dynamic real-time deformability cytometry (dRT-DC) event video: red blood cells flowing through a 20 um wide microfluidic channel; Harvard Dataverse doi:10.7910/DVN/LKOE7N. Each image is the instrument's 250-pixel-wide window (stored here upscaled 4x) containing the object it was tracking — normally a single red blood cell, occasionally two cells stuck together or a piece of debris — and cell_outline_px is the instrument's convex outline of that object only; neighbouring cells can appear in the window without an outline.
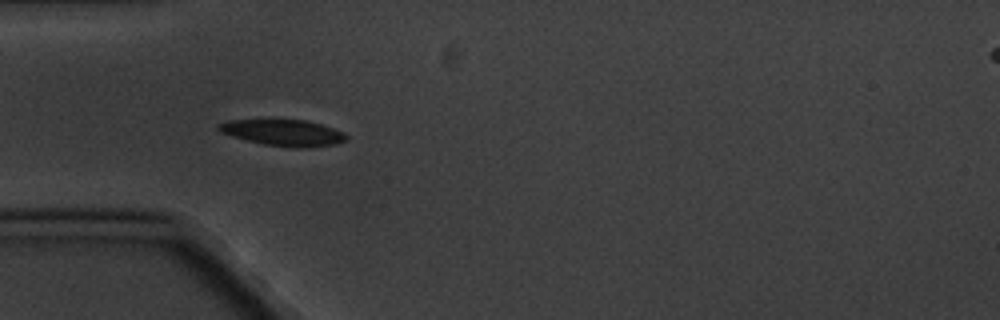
{"species": "common noctule bat (a hibernating species)", "species_latin": "Nyctalus noctula", "temperature_condition": "cold", "stored_images_in_passage": 4, "camera_frame_rate_fps": 3000, "um_per_image_px": 0.085, "animal": {"sex": "male", "body_mass_g": 20.1, "forearm_length_mm": 53.5}, "frame": {"image": 1, "passage_image": 3, "time_ms": 2.333, "image_size_px": [1000, 320], "cell_outline_px": [[348, 140], [336, 144], [308, 148], [296, 148], [264, 144], [232, 136], [220, 132], [216, 128], [216, 124], [232, 120], [268, 116], [304, 120], [320, 124], [344, 132], [348, 136]], "centroid_in_image_um": [24.04, 11.23], "position_along_channel_um": 61.0, "area_um2": 20.52}}